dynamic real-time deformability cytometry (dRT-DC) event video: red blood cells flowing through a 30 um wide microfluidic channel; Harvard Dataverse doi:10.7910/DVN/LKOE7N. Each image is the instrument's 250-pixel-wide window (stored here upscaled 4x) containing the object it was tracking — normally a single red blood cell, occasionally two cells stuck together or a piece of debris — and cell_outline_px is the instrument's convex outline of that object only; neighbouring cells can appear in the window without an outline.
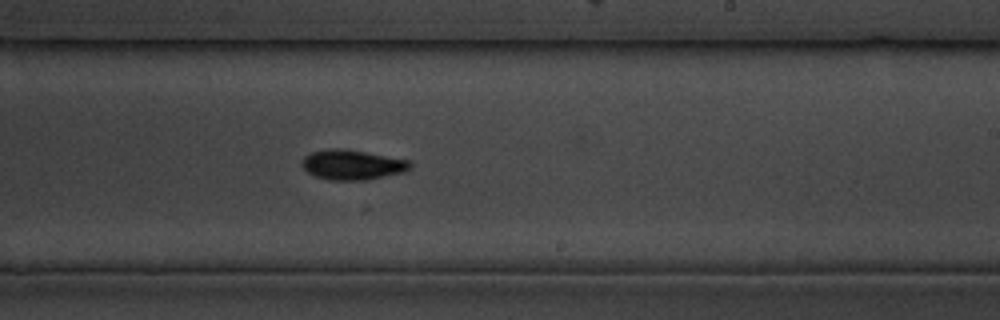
{"species": "common noctule bat (a hibernating species)", "species_latin": "Nyctalus noctula", "temperature_condition": "cold", "stored_images_in_passage": 40, "segment_of_instrument_passage": [1, 2], "camera_frame_rate_fps": 3000, "um_per_image_px": 0.085, "animal": {"sex": "male", "body_mass_g": 19.5, "forearm_length_mm": 54.6}, "frame": {"image": 1, "passage_image": 18, "time_ms": 5.667, "image_size_px": [1000, 320], "cell_outline_px": [[412, 168], [404, 172], [368, 180], [328, 180], [316, 176], [308, 172], [300, 164], [304, 156], [312, 152], [328, 148], [340, 148], [412, 160]], "centroid_in_image_um": [29.97, 14.01], "position_along_channel_um": 259.0, "area_um2": 19.02}}
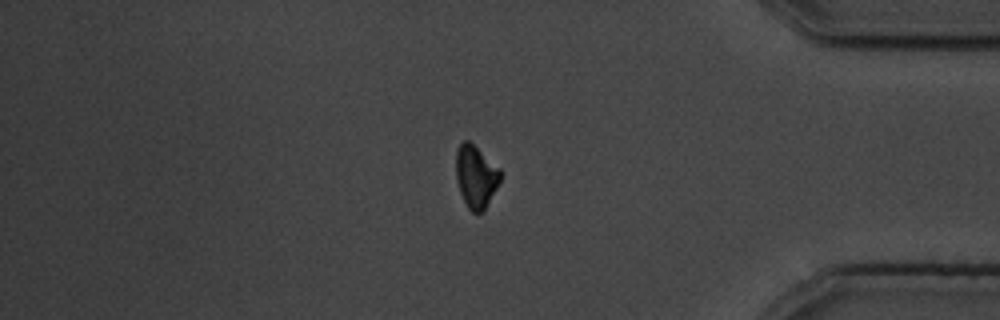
{"frame": {"image": 2, "passage_image": 31, "time_ms": 10.0, "image_size_px": [1000, 320], "cell_outline_px": [[500, 180], [484, 212], [472, 212], [468, 208], [460, 192], [456, 180], [456, 152], [460, 144], [464, 140], [468, 140], [500, 168]], "centroid_in_image_um": [40.44, 15.01], "position_along_channel_um": 394.8, "area_um2": 16.01}}